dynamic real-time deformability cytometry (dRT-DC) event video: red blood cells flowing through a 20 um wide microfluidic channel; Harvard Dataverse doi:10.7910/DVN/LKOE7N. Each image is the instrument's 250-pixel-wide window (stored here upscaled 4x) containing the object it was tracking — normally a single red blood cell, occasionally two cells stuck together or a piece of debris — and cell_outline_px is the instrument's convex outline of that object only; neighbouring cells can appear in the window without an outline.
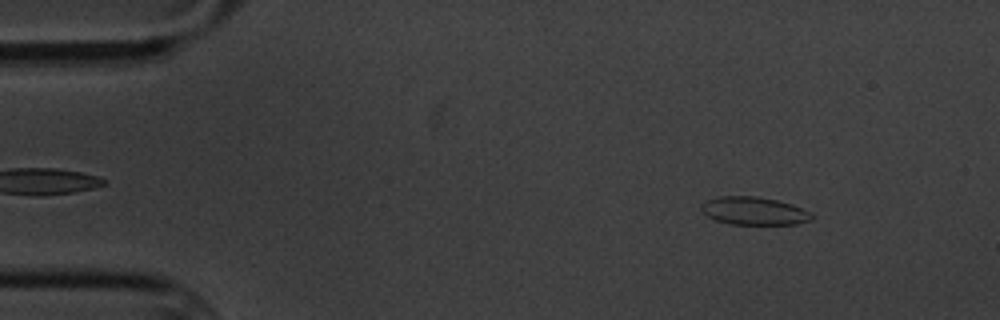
{"species": "common noctule bat (a hibernating species)", "species_latin": "Nyctalus noctula", "temperature_condition": "cold", "stored_images_in_passage": 4, "camera_frame_rate_fps": 3000, "um_per_image_px": 0.085, "animal": {"sex": "male", "body_mass_g": 20.1, "forearm_length_mm": 53.5}, "frame": {"image": 1, "passage_image": 1, "time_ms": 0.0, "image_size_px": [1000, 320], "cell_outline_px": [[812, 220], [796, 224], [732, 224], [716, 220], [708, 216], [700, 208], [700, 204], [704, 200], [716, 196], [756, 196], [776, 200], [792, 204], [812, 212]], "centroid_in_image_um": [64.07, 17.91], "position_along_channel_um": 20.9, "area_um2": 18.09}}
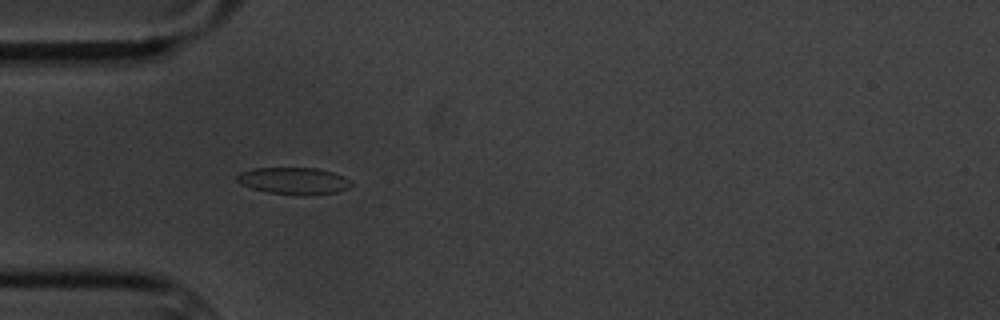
{"frame": {"image": 2, "passage_image": 3, "time_ms": 3.333, "image_size_px": [1000, 320], "cell_outline_px": [[352, 184], [348, 188], [336, 192], [304, 196], [300, 196], [268, 192], [252, 188], [240, 184], [236, 180], [236, 176], [240, 172], [252, 168], [316, 168], [332, 172], [344, 176]], "centroid_in_image_um": [24.94, 15.38], "position_along_channel_um": 60.1, "area_um2": 17.98}}
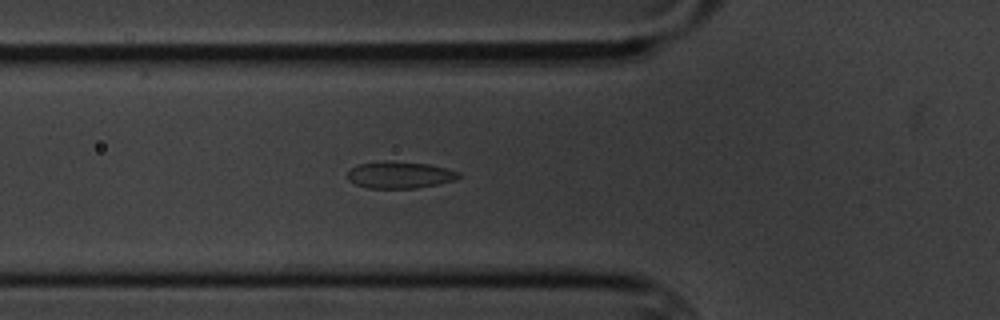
{"frame": {"image": 3, "passage_image": 4, "time_ms": 4.333, "image_size_px": [1000, 320], "cell_outline_px": [[460, 176], [456, 180], [416, 188], [368, 188], [356, 184], [348, 180], [348, 172], [352, 168], [360, 164], [384, 160], [388, 160], [428, 164], [460, 172]], "centroid_in_image_um": [33.97, 14.86], "position_along_channel_um": 91.8, "area_um2": 17.28}}